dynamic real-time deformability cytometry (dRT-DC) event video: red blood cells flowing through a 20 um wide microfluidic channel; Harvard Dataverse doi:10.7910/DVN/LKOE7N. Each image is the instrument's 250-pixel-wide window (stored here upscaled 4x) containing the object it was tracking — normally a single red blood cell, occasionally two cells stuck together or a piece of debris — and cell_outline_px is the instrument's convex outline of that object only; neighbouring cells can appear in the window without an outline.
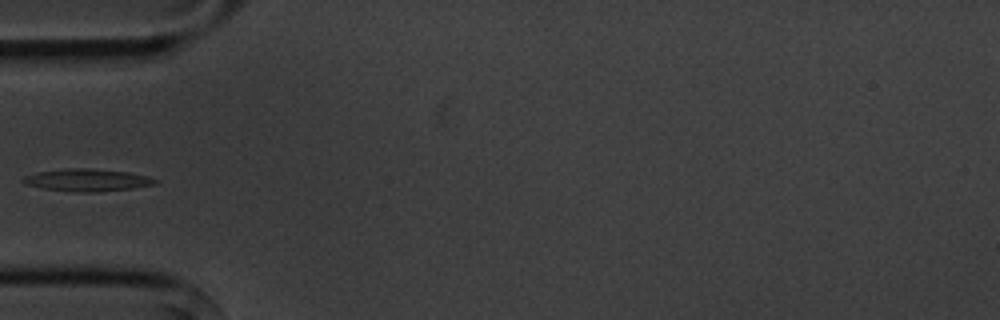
{"species": "common noctule bat (a hibernating species)", "species_latin": "Nyctalus noctula", "temperature_condition": "cold", "stored_images_in_passage": 5, "camera_frame_rate_fps": 3000, "um_per_image_px": 0.085, "animal": {"sex": "male", "body_mass_g": 20.1, "forearm_length_mm": 53.5}, "frame": {"image": 1, "passage_image": 5, "time_ms": 4.333, "image_size_px": [1000, 320], "cell_outline_px": [[160, 180], [156, 184], [132, 188], [96, 192], [72, 192], [44, 188], [24, 184], [20, 180], [24, 176], [40, 172], [68, 168], [92, 168], [128, 172], [148, 176]], "centroid_in_image_um": [7.43, 15.3], "position_along_channel_um": 77.6, "area_um2": 17.22}}